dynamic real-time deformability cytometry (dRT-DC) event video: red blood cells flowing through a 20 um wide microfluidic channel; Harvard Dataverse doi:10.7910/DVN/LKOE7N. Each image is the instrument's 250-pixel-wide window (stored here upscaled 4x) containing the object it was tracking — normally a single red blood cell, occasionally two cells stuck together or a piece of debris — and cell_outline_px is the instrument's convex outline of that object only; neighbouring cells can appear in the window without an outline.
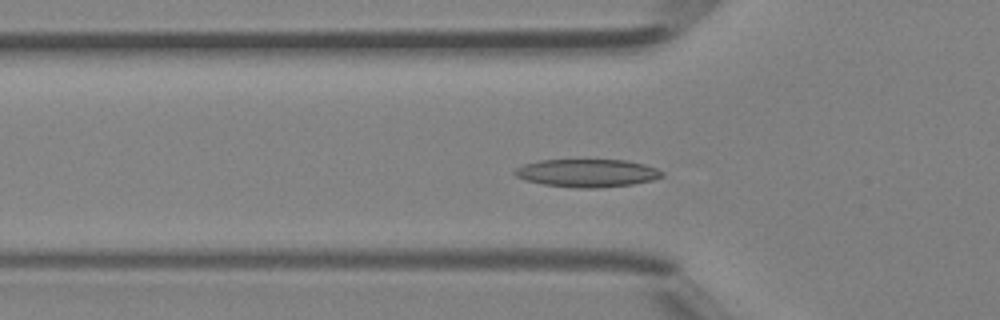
{"species": "Egyptian fruit bat (a non-hibernating species)", "species_latin": "Rousettus aegyptiacus", "temperature_condition": "room temperature", "stored_images_in_passage": 43, "camera_frame_rate_fps": 3000, "um_per_image_px": 0.085, "animal": {"sex": "female"}, "frame": {"image": 1, "passage_image": 15, "time_ms": 4.667, "image_size_px": [1000, 320], "cell_outline_px": [[664, 176], [652, 180], [632, 184], [600, 188], [576, 188], [544, 184], [524, 180], [516, 176], [512, 172], [516, 168], [524, 164], [540, 160], [628, 160], [644, 164], [656, 168], [664, 172]], "centroid_in_image_um": [49.91, 14.71], "position_along_channel_um": 75.9, "area_um2": 24.04}}
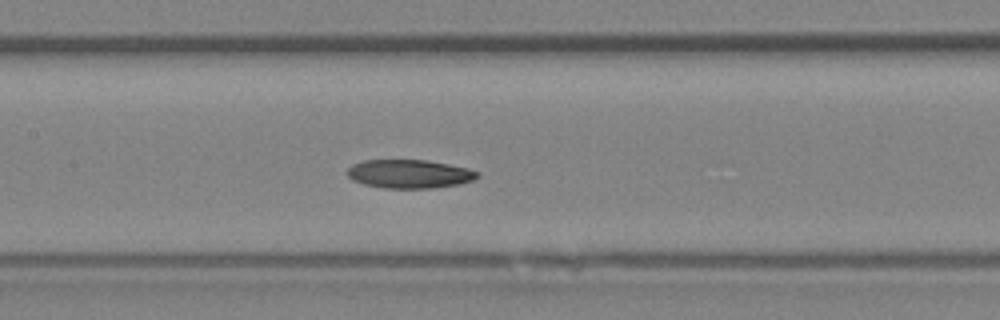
{"frame": {"image": 2, "passage_image": 21, "time_ms": 6.667, "image_size_px": [1000, 320], "cell_outline_px": [[480, 176], [472, 180], [460, 184], [432, 188], [384, 188], [364, 184], [352, 180], [348, 176], [348, 168], [352, 164], [364, 160], [428, 160], [468, 168], [480, 172]], "centroid_in_image_um": [34.82, 14.78], "position_along_channel_um": 172.6, "area_um2": 21.73}}
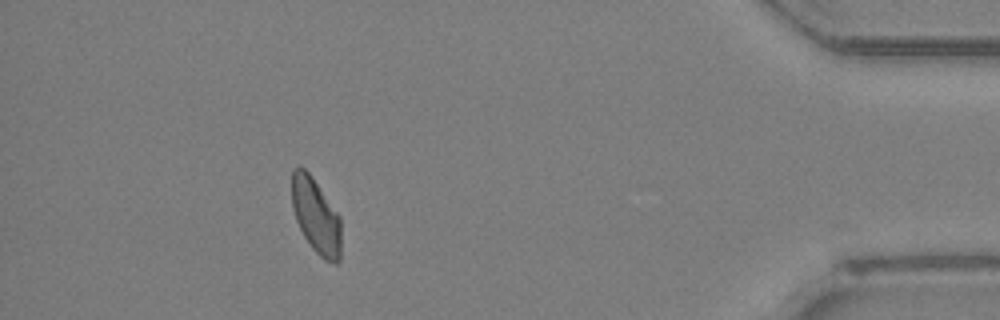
{"frame": {"image": 3, "passage_image": 39, "time_ms": 12.667, "image_size_px": [1000, 320], "cell_outline_px": [[340, 260], [336, 264], [324, 260], [312, 248], [304, 236], [296, 220], [292, 208], [292, 172], [300, 164], [312, 176], [340, 216]], "centroid_in_image_um": [26.85, 18.35], "position_along_channel_um": 408.3, "area_um2": 21.56}}